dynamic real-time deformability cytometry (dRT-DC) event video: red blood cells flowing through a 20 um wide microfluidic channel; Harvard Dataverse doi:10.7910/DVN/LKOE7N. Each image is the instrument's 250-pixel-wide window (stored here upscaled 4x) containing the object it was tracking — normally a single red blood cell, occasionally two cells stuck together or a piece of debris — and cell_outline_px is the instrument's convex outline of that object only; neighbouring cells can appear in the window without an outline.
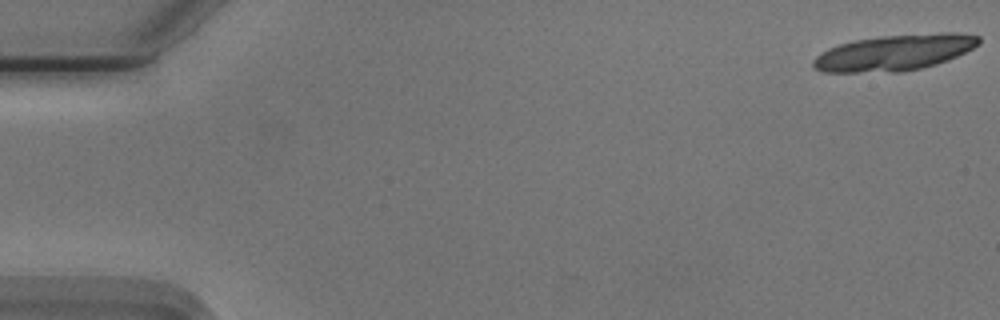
{"species": "Egyptian fruit bat (a non-hibernating species)", "species_latin": "Rousettus aegyptiacus", "temperature_condition": "cold", "stored_images_in_passage": 20, "camera_frame_rate_fps": 3000, "um_per_image_px": 0.085, "animal": {"sex": "male"}, "frame": {"image": 1, "passage_image": 1, "time_ms": 0.0, "image_size_px": [1000, 320], "cell_outline_px": [[980, 44], [956, 56], [936, 64], [920, 68], [900, 72], [824, 72], [816, 68], [812, 64], [812, 60], [820, 52], [828, 48], [840, 44], [856, 40], [880, 36], [944, 32], [956, 32], [980, 36]], "centroid_in_image_um": [76.03, 4.46], "position_along_channel_um": 9.0, "area_um2": 34.62}}